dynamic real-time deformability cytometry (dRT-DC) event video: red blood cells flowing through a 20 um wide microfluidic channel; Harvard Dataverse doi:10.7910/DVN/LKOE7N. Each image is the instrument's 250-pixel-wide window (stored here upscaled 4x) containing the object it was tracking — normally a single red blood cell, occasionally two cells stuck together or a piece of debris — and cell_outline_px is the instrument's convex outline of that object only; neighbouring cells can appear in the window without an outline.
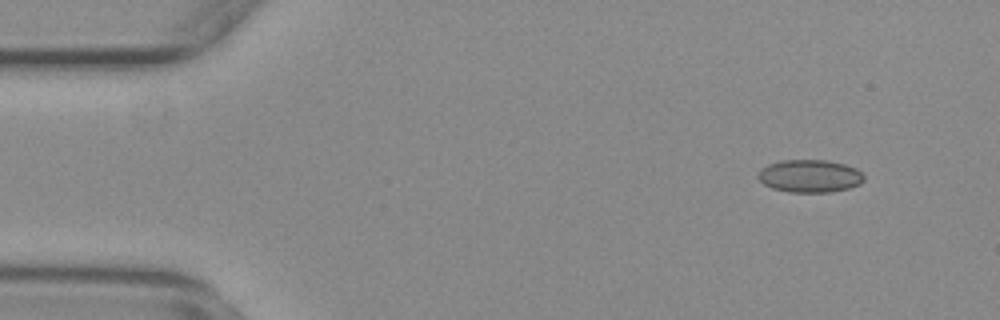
{"species": "common noctule bat (a hibernating species)", "species_latin": "Nyctalus noctula", "temperature_condition": "warm", "stored_images_in_passage": 12, "camera_frame_rate_fps": 3000, "um_per_image_px": 0.085, "animal": {"sex": "female", "body_mass_g": 29.2, "forearm_length_mm": 56.3}, "frame": {"image": 1, "passage_image": 3, "time_ms": 0.667, "image_size_px": [1000, 320], "cell_outline_px": [[864, 180], [860, 184], [848, 188], [832, 192], [788, 192], [772, 188], [764, 184], [756, 176], [760, 168], [768, 164], [780, 160], [828, 160], [844, 164], [856, 168], [864, 176]], "centroid_in_image_um": [68.81, 14.96], "position_along_channel_um": 16.2, "area_um2": 20.35}}